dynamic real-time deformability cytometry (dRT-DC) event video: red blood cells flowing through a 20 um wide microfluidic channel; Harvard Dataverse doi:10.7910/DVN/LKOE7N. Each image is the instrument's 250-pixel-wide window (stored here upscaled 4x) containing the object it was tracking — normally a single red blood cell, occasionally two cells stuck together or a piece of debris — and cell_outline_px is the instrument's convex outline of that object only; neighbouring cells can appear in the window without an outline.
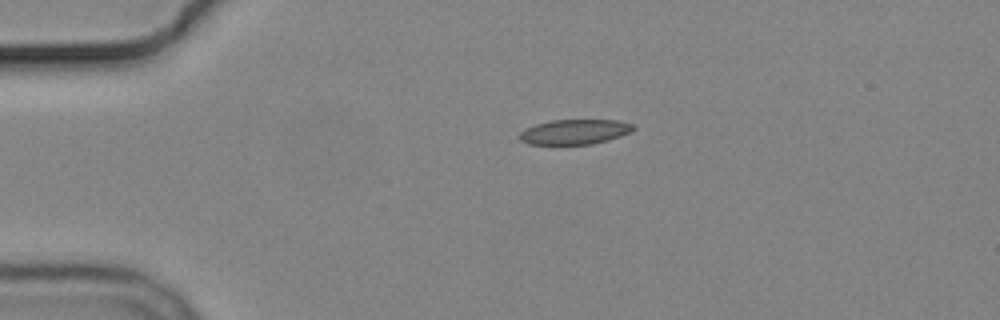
{"species": "common noctule bat (a hibernating species)", "species_latin": "Nyctalus noctula", "temperature_condition": "cold", "stored_images_in_passage": 2, "camera_frame_rate_fps": 3000, "um_per_image_px": 0.085, "animal": {"sex": "male", "body_mass_g": 19.2, "forearm_length_mm": 51.8}, "frame": {"image": 1, "passage_image": 1, "time_ms": 0.0, "image_size_px": [1000, 320], "cell_outline_px": [[636, 128], [632, 132], [608, 140], [592, 144], [528, 144], [520, 140], [520, 132], [536, 124], [552, 120], [620, 120], [632, 124]], "centroid_in_image_um": [48.9, 11.2], "position_along_channel_um": 36.1, "area_um2": 16.47}}